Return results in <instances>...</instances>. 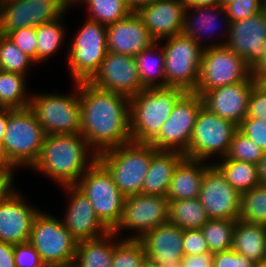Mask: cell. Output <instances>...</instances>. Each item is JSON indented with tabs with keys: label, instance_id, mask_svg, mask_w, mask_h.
Returning <instances> with one entry per match:
<instances>
[{
	"label": "cell",
	"instance_id": "41",
	"mask_svg": "<svg viewBox=\"0 0 266 267\" xmlns=\"http://www.w3.org/2000/svg\"><path fill=\"white\" fill-rule=\"evenodd\" d=\"M6 36L37 64L36 28H19L8 32Z\"/></svg>",
	"mask_w": 266,
	"mask_h": 267
},
{
	"label": "cell",
	"instance_id": "32",
	"mask_svg": "<svg viewBox=\"0 0 266 267\" xmlns=\"http://www.w3.org/2000/svg\"><path fill=\"white\" fill-rule=\"evenodd\" d=\"M222 162L213 163L224 175L226 181L240 194L260 185L257 165L238 160L221 158Z\"/></svg>",
	"mask_w": 266,
	"mask_h": 267
},
{
	"label": "cell",
	"instance_id": "42",
	"mask_svg": "<svg viewBox=\"0 0 266 267\" xmlns=\"http://www.w3.org/2000/svg\"><path fill=\"white\" fill-rule=\"evenodd\" d=\"M230 21H239L263 11L261 0H234L224 6Z\"/></svg>",
	"mask_w": 266,
	"mask_h": 267
},
{
	"label": "cell",
	"instance_id": "18",
	"mask_svg": "<svg viewBox=\"0 0 266 267\" xmlns=\"http://www.w3.org/2000/svg\"><path fill=\"white\" fill-rule=\"evenodd\" d=\"M93 85L133 97L144 87L141 84L134 56L108 51L99 70L89 80Z\"/></svg>",
	"mask_w": 266,
	"mask_h": 267
},
{
	"label": "cell",
	"instance_id": "47",
	"mask_svg": "<svg viewBox=\"0 0 266 267\" xmlns=\"http://www.w3.org/2000/svg\"><path fill=\"white\" fill-rule=\"evenodd\" d=\"M245 118L266 119V92L258 84L252 89Z\"/></svg>",
	"mask_w": 266,
	"mask_h": 267
},
{
	"label": "cell",
	"instance_id": "31",
	"mask_svg": "<svg viewBox=\"0 0 266 267\" xmlns=\"http://www.w3.org/2000/svg\"><path fill=\"white\" fill-rule=\"evenodd\" d=\"M208 220L199 198L169 200V223L183 230L200 229Z\"/></svg>",
	"mask_w": 266,
	"mask_h": 267
},
{
	"label": "cell",
	"instance_id": "33",
	"mask_svg": "<svg viewBox=\"0 0 266 267\" xmlns=\"http://www.w3.org/2000/svg\"><path fill=\"white\" fill-rule=\"evenodd\" d=\"M26 77L0 70V107L24 109L29 107L31 96L26 94Z\"/></svg>",
	"mask_w": 266,
	"mask_h": 267
},
{
	"label": "cell",
	"instance_id": "17",
	"mask_svg": "<svg viewBox=\"0 0 266 267\" xmlns=\"http://www.w3.org/2000/svg\"><path fill=\"white\" fill-rule=\"evenodd\" d=\"M226 45L252 70L263 58L266 50V14L264 11L253 16L230 23L229 37L224 43L210 46Z\"/></svg>",
	"mask_w": 266,
	"mask_h": 267
},
{
	"label": "cell",
	"instance_id": "57",
	"mask_svg": "<svg viewBox=\"0 0 266 267\" xmlns=\"http://www.w3.org/2000/svg\"><path fill=\"white\" fill-rule=\"evenodd\" d=\"M257 84L266 92V77H262L257 81Z\"/></svg>",
	"mask_w": 266,
	"mask_h": 267
},
{
	"label": "cell",
	"instance_id": "6",
	"mask_svg": "<svg viewBox=\"0 0 266 267\" xmlns=\"http://www.w3.org/2000/svg\"><path fill=\"white\" fill-rule=\"evenodd\" d=\"M75 186L89 199L102 224L113 231L121 220L126 197L107 168L97 160Z\"/></svg>",
	"mask_w": 266,
	"mask_h": 267
},
{
	"label": "cell",
	"instance_id": "50",
	"mask_svg": "<svg viewBox=\"0 0 266 267\" xmlns=\"http://www.w3.org/2000/svg\"><path fill=\"white\" fill-rule=\"evenodd\" d=\"M0 267H16L13 244L0 241Z\"/></svg>",
	"mask_w": 266,
	"mask_h": 267
},
{
	"label": "cell",
	"instance_id": "52",
	"mask_svg": "<svg viewBox=\"0 0 266 267\" xmlns=\"http://www.w3.org/2000/svg\"><path fill=\"white\" fill-rule=\"evenodd\" d=\"M187 6L212 7L220 6L221 0H184Z\"/></svg>",
	"mask_w": 266,
	"mask_h": 267
},
{
	"label": "cell",
	"instance_id": "12",
	"mask_svg": "<svg viewBox=\"0 0 266 267\" xmlns=\"http://www.w3.org/2000/svg\"><path fill=\"white\" fill-rule=\"evenodd\" d=\"M237 130L235 123L215 115L203 106L192 132L190 146L184 154L188 158L204 161L216 153L223 158Z\"/></svg>",
	"mask_w": 266,
	"mask_h": 267
},
{
	"label": "cell",
	"instance_id": "34",
	"mask_svg": "<svg viewBox=\"0 0 266 267\" xmlns=\"http://www.w3.org/2000/svg\"><path fill=\"white\" fill-rule=\"evenodd\" d=\"M82 2L75 0L73 3ZM87 7L89 17L87 19L101 23L102 25H111L118 20L126 18L132 13L126 0H83Z\"/></svg>",
	"mask_w": 266,
	"mask_h": 267
},
{
	"label": "cell",
	"instance_id": "28",
	"mask_svg": "<svg viewBox=\"0 0 266 267\" xmlns=\"http://www.w3.org/2000/svg\"><path fill=\"white\" fill-rule=\"evenodd\" d=\"M191 10H193L192 12L194 13L191 14ZM219 14L220 16L222 14V16L224 17L223 20L226 21L221 22L225 23L228 30L225 35H228L229 37V28L231 21L226 14L224 6L222 5L212 7L186 6L182 34L188 36L189 38H192L195 42L201 45V39L203 38L202 36L205 34V32H210L211 29L214 30L217 27L216 19L217 17H219Z\"/></svg>",
	"mask_w": 266,
	"mask_h": 267
},
{
	"label": "cell",
	"instance_id": "19",
	"mask_svg": "<svg viewBox=\"0 0 266 267\" xmlns=\"http://www.w3.org/2000/svg\"><path fill=\"white\" fill-rule=\"evenodd\" d=\"M256 85V80L250 75L242 82L209 90L201 96L203 105L215 115L239 126L247 116L249 98Z\"/></svg>",
	"mask_w": 266,
	"mask_h": 267
},
{
	"label": "cell",
	"instance_id": "20",
	"mask_svg": "<svg viewBox=\"0 0 266 267\" xmlns=\"http://www.w3.org/2000/svg\"><path fill=\"white\" fill-rule=\"evenodd\" d=\"M15 191L0 201V241L13 245L29 242L34 219L40 211Z\"/></svg>",
	"mask_w": 266,
	"mask_h": 267
},
{
	"label": "cell",
	"instance_id": "21",
	"mask_svg": "<svg viewBox=\"0 0 266 267\" xmlns=\"http://www.w3.org/2000/svg\"><path fill=\"white\" fill-rule=\"evenodd\" d=\"M184 230L169 222L148 231L142 241L146 258L161 267H180L184 257Z\"/></svg>",
	"mask_w": 266,
	"mask_h": 267
},
{
	"label": "cell",
	"instance_id": "24",
	"mask_svg": "<svg viewBox=\"0 0 266 267\" xmlns=\"http://www.w3.org/2000/svg\"><path fill=\"white\" fill-rule=\"evenodd\" d=\"M186 6L184 0H155L141 7L137 14L151 36L160 42L182 33Z\"/></svg>",
	"mask_w": 266,
	"mask_h": 267
},
{
	"label": "cell",
	"instance_id": "3",
	"mask_svg": "<svg viewBox=\"0 0 266 267\" xmlns=\"http://www.w3.org/2000/svg\"><path fill=\"white\" fill-rule=\"evenodd\" d=\"M186 93L181 88H144L130 98L132 141L151 143L160 133L177 101Z\"/></svg>",
	"mask_w": 266,
	"mask_h": 267
},
{
	"label": "cell",
	"instance_id": "49",
	"mask_svg": "<svg viewBox=\"0 0 266 267\" xmlns=\"http://www.w3.org/2000/svg\"><path fill=\"white\" fill-rule=\"evenodd\" d=\"M181 267H213L212 253L184 256Z\"/></svg>",
	"mask_w": 266,
	"mask_h": 267
},
{
	"label": "cell",
	"instance_id": "54",
	"mask_svg": "<svg viewBox=\"0 0 266 267\" xmlns=\"http://www.w3.org/2000/svg\"><path fill=\"white\" fill-rule=\"evenodd\" d=\"M7 118H8V108L0 107V140L1 141L3 140L4 134L6 132Z\"/></svg>",
	"mask_w": 266,
	"mask_h": 267
},
{
	"label": "cell",
	"instance_id": "30",
	"mask_svg": "<svg viewBox=\"0 0 266 267\" xmlns=\"http://www.w3.org/2000/svg\"><path fill=\"white\" fill-rule=\"evenodd\" d=\"M159 44L158 41L135 56L139 77L144 88H165V53Z\"/></svg>",
	"mask_w": 266,
	"mask_h": 267
},
{
	"label": "cell",
	"instance_id": "53",
	"mask_svg": "<svg viewBox=\"0 0 266 267\" xmlns=\"http://www.w3.org/2000/svg\"><path fill=\"white\" fill-rule=\"evenodd\" d=\"M257 171L260 185L266 186V152L263 158L257 163Z\"/></svg>",
	"mask_w": 266,
	"mask_h": 267
},
{
	"label": "cell",
	"instance_id": "13",
	"mask_svg": "<svg viewBox=\"0 0 266 267\" xmlns=\"http://www.w3.org/2000/svg\"><path fill=\"white\" fill-rule=\"evenodd\" d=\"M71 5L67 0H0V34L60 19Z\"/></svg>",
	"mask_w": 266,
	"mask_h": 267
},
{
	"label": "cell",
	"instance_id": "16",
	"mask_svg": "<svg viewBox=\"0 0 266 267\" xmlns=\"http://www.w3.org/2000/svg\"><path fill=\"white\" fill-rule=\"evenodd\" d=\"M198 198L209 219L238 220L241 194L213 163L205 170Z\"/></svg>",
	"mask_w": 266,
	"mask_h": 267
},
{
	"label": "cell",
	"instance_id": "1",
	"mask_svg": "<svg viewBox=\"0 0 266 267\" xmlns=\"http://www.w3.org/2000/svg\"><path fill=\"white\" fill-rule=\"evenodd\" d=\"M80 134L97 156L132 140L130 98L79 81Z\"/></svg>",
	"mask_w": 266,
	"mask_h": 267
},
{
	"label": "cell",
	"instance_id": "43",
	"mask_svg": "<svg viewBox=\"0 0 266 267\" xmlns=\"http://www.w3.org/2000/svg\"><path fill=\"white\" fill-rule=\"evenodd\" d=\"M238 130L266 152V119L245 118Z\"/></svg>",
	"mask_w": 266,
	"mask_h": 267
},
{
	"label": "cell",
	"instance_id": "11",
	"mask_svg": "<svg viewBox=\"0 0 266 267\" xmlns=\"http://www.w3.org/2000/svg\"><path fill=\"white\" fill-rule=\"evenodd\" d=\"M250 75L251 69L244 59L226 45L205 46L194 92L202 96L209 90L242 82Z\"/></svg>",
	"mask_w": 266,
	"mask_h": 267
},
{
	"label": "cell",
	"instance_id": "2",
	"mask_svg": "<svg viewBox=\"0 0 266 267\" xmlns=\"http://www.w3.org/2000/svg\"><path fill=\"white\" fill-rule=\"evenodd\" d=\"M90 152L92 149L81 134L46 135L40 157L32 169L61 186H73L98 160L97 154Z\"/></svg>",
	"mask_w": 266,
	"mask_h": 267
},
{
	"label": "cell",
	"instance_id": "36",
	"mask_svg": "<svg viewBox=\"0 0 266 267\" xmlns=\"http://www.w3.org/2000/svg\"><path fill=\"white\" fill-rule=\"evenodd\" d=\"M236 220L209 219L200 229L208 244L210 253L232 248Z\"/></svg>",
	"mask_w": 266,
	"mask_h": 267
},
{
	"label": "cell",
	"instance_id": "51",
	"mask_svg": "<svg viewBox=\"0 0 266 267\" xmlns=\"http://www.w3.org/2000/svg\"><path fill=\"white\" fill-rule=\"evenodd\" d=\"M251 75L256 80V82L262 78L266 77V50L263 55V58L260 62L251 70Z\"/></svg>",
	"mask_w": 266,
	"mask_h": 267
},
{
	"label": "cell",
	"instance_id": "23",
	"mask_svg": "<svg viewBox=\"0 0 266 267\" xmlns=\"http://www.w3.org/2000/svg\"><path fill=\"white\" fill-rule=\"evenodd\" d=\"M106 37L108 51L134 57L157 42L137 12L108 25Z\"/></svg>",
	"mask_w": 266,
	"mask_h": 267
},
{
	"label": "cell",
	"instance_id": "56",
	"mask_svg": "<svg viewBox=\"0 0 266 267\" xmlns=\"http://www.w3.org/2000/svg\"><path fill=\"white\" fill-rule=\"evenodd\" d=\"M0 167L3 168H15L7 159L4 149L2 146V141L0 140Z\"/></svg>",
	"mask_w": 266,
	"mask_h": 267
},
{
	"label": "cell",
	"instance_id": "9",
	"mask_svg": "<svg viewBox=\"0 0 266 267\" xmlns=\"http://www.w3.org/2000/svg\"><path fill=\"white\" fill-rule=\"evenodd\" d=\"M29 243L46 265H66L75 262L77 241L61 220L39 211L34 219Z\"/></svg>",
	"mask_w": 266,
	"mask_h": 267
},
{
	"label": "cell",
	"instance_id": "14",
	"mask_svg": "<svg viewBox=\"0 0 266 267\" xmlns=\"http://www.w3.org/2000/svg\"><path fill=\"white\" fill-rule=\"evenodd\" d=\"M203 106L200 95L186 92L177 101L169 118L162 125L159 135L150 144L157 150L185 153L190 146L192 132Z\"/></svg>",
	"mask_w": 266,
	"mask_h": 267
},
{
	"label": "cell",
	"instance_id": "5",
	"mask_svg": "<svg viewBox=\"0 0 266 267\" xmlns=\"http://www.w3.org/2000/svg\"><path fill=\"white\" fill-rule=\"evenodd\" d=\"M43 127L29 108L10 109L2 140L8 161L16 168L32 167L39 159L45 139Z\"/></svg>",
	"mask_w": 266,
	"mask_h": 267
},
{
	"label": "cell",
	"instance_id": "60",
	"mask_svg": "<svg viewBox=\"0 0 266 267\" xmlns=\"http://www.w3.org/2000/svg\"><path fill=\"white\" fill-rule=\"evenodd\" d=\"M232 1H234V0H221V5H222V6H225V5H227L229 2H232Z\"/></svg>",
	"mask_w": 266,
	"mask_h": 267
},
{
	"label": "cell",
	"instance_id": "25",
	"mask_svg": "<svg viewBox=\"0 0 266 267\" xmlns=\"http://www.w3.org/2000/svg\"><path fill=\"white\" fill-rule=\"evenodd\" d=\"M204 162L185 157L172 175L166 197L169 200L198 198L205 170L212 164Z\"/></svg>",
	"mask_w": 266,
	"mask_h": 267
},
{
	"label": "cell",
	"instance_id": "7",
	"mask_svg": "<svg viewBox=\"0 0 266 267\" xmlns=\"http://www.w3.org/2000/svg\"><path fill=\"white\" fill-rule=\"evenodd\" d=\"M162 40H165L162 47L165 53V88L194 92L205 47L182 33Z\"/></svg>",
	"mask_w": 266,
	"mask_h": 267
},
{
	"label": "cell",
	"instance_id": "62",
	"mask_svg": "<svg viewBox=\"0 0 266 267\" xmlns=\"http://www.w3.org/2000/svg\"><path fill=\"white\" fill-rule=\"evenodd\" d=\"M258 267H266V260L261 265H258Z\"/></svg>",
	"mask_w": 266,
	"mask_h": 267
},
{
	"label": "cell",
	"instance_id": "48",
	"mask_svg": "<svg viewBox=\"0 0 266 267\" xmlns=\"http://www.w3.org/2000/svg\"><path fill=\"white\" fill-rule=\"evenodd\" d=\"M14 170L15 168L0 167V201L4 200L14 191L12 187Z\"/></svg>",
	"mask_w": 266,
	"mask_h": 267
},
{
	"label": "cell",
	"instance_id": "44",
	"mask_svg": "<svg viewBox=\"0 0 266 267\" xmlns=\"http://www.w3.org/2000/svg\"><path fill=\"white\" fill-rule=\"evenodd\" d=\"M184 256L210 253L201 229H186L183 235Z\"/></svg>",
	"mask_w": 266,
	"mask_h": 267
},
{
	"label": "cell",
	"instance_id": "58",
	"mask_svg": "<svg viewBox=\"0 0 266 267\" xmlns=\"http://www.w3.org/2000/svg\"><path fill=\"white\" fill-rule=\"evenodd\" d=\"M46 267H77L75 263L66 264V265H48Z\"/></svg>",
	"mask_w": 266,
	"mask_h": 267
},
{
	"label": "cell",
	"instance_id": "4",
	"mask_svg": "<svg viewBox=\"0 0 266 267\" xmlns=\"http://www.w3.org/2000/svg\"><path fill=\"white\" fill-rule=\"evenodd\" d=\"M158 150L150 143L129 141L98 155L111 173L121 193L127 197L140 194L152 156Z\"/></svg>",
	"mask_w": 266,
	"mask_h": 267
},
{
	"label": "cell",
	"instance_id": "39",
	"mask_svg": "<svg viewBox=\"0 0 266 267\" xmlns=\"http://www.w3.org/2000/svg\"><path fill=\"white\" fill-rule=\"evenodd\" d=\"M36 64L6 35L0 34V70L27 75L29 66Z\"/></svg>",
	"mask_w": 266,
	"mask_h": 267
},
{
	"label": "cell",
	"instance_id": "59",
	"mask_svg": "<svg viewBox=\"0 0 266 267\" xmlns=\"http://www.w3.org/2000/svg\"><path fill=\"white\" fill-rule=\"evenodd\" d=\"M143 267H161V266L153 264L149 260H146Z\"/></svg>",
	"mask_w": 266,
	"mask_h": 267
},
{
	"label": "cell",
	"instance_id": "40",
	"mask_svg": "<svg viewBox=\"0 0 266 267\" xmlns=\"http://www.w3.org/2000/svg\"><path fill=\"white\" fill-rule=\"evenodd\" d=\"M264 152L242 132L237 130L230 143L227 159L249 162L257 165L263 158Z\"/></svg>",
	"mask_w": 266,
	"mask_h": 267
},
{
	"label": "cell",
	"instance_id": "27",
	"mask_svg": "<svg viewBox=\"0 0 266 267\" xmlns=\"http://www.w3.org/2000/svg\"><path fill=\"white\" fill-rule=\"evenodd\" d=\"M232 248L261 265L266 260V225L236 220Z\"/></svg>",
	"mask_w": 266,
	"mask_h": 267
},
{
	"label": "cell",
	"instance_id": "46",
	"mask_svg": "<svg viewBox=\"0 0 266 267\" xmlns=\"http://www.w3.org/2000/svg\"><path fill=\"white\" fill-rule=\"evenodd\" d=\"M213 267H258L244 255L237 253L233 248L212 253Z\"/></svg>",
	"mask_w": 266,
	"mask_h": 267
},
{
	"label": "cell",
	"instance_id": "26",
	"mask_svg": "<svg viewBox=\"0 0 266 267\" xmlns=\"http://www.w3.org/2000/svg\"><path fill=\"white\" fill-rule=\"evenodd\" d=\"M185 157L179 151L158 150L152 156L141 193L167 196L172 175Z\"/></svg>",
	"mask_w": 266,
	"mask_h": 267
},
{
	"label": "cell",
	"instance_id": "8",
	"mask_svg": "<svg viewBox=\"0 0 266 267\" xmlns=\"http://www.w3.org/2000/svg\"><path fill=\"white\" fill-rule=\"evenodd\" d=\"M74 94H36L30 99L29 108L34 112L45 135L80 134L81 108L79 83L74 82Z\"/></svg>",
	"mask_w": 266,
	"mask_h": 267
},
{
	"label": "cell",
	"instance_id": "61",
	"mask_svg": "<svg viewBox=\"0 0 266 267\" xmlns=\"http://www.w3.org/2000/svg\"><path fill=\"white\" fill-rule=\"evenodd\" d=\"M263 11L266 14V1L263 3Z\"/></svg>",
	"mask_w": 266,
	"mask_h": 267
},
{
	"label": "cell",
	"instance_id": "37",
	"mask_svg": "<svg viewBox=\"0 0 266 267\" xmlns=\"http://www.w3.org/2000/svg\"><path fill=\"white\" fill-rule=\"evenodd\" d=\"M238 220L266 225V186L258 185L241 193Z\"/></svg>",
	"mask_w": 266,
	"mask_h": 267
},
{
	"label": "cell",
	"instance_id": "45",
	"mask_svg": "<svg viewBox=\"0 0 266 267\" xmlns=\"http://www.w3.org/2000/svg\"><path fill=\"white\" fill-rule=\"evenodd\" d=\"M14 261L16 267H46L29 242L14 245Z\"/></svg>",
	"mask_w": 266,
	"mask_h": 267
},
{
	"label": "cell",
	"instance_id": "22",
	"mask_svg": "<svg viewBox=\"0 0 266 267\" xmlns=\"http://www.w3.org/2000/svg\"><path fill=\"white\" fill-rule=\"evenodd\" d=\"M70 196L65 219L62 223L77 241L95 239L109 230L97 218L91 202L75 185L63 186Z\"/></svg>",
	"mask_w": 266,
	"mask_h": 267
},
{
	"label": "cell",
	"instance_id": "55",
	"mask_svg": "<svg viewBox=\"0 0 266 267\" xmlns=\"http://www.w3.org/2000/svg\"><path fill=\"white\" fill-rule=\"evenodd\" d=\"M155 0H126L132 12H137L141 7L146 6Z\"/></svg>",
	"mask_w": 266,
	"mask_h": 267
},
{
	"label": "cell",
	"instance_id": "10",
	"mask_svg": "<svg viewBox=\"0 0 266 267\" xmlns=\"http://www.w3.org/2000/svg\"><path fill=\"white\" fill-rule=\"evenodd\" d=\"M86 20L67 53V63L75 82L89 81L99 70L108 52L107 26Z\"/></svg>",
	"mask_w": 266,
	"mask_h": 267
},
{
	"label": "cell",
	"instance_id": "38",
	"mask_svg": "<svg viewBox=\"0 0 266 267\" xmlns=\"http://www.w3.org/2000/svg\"><path fill=\"white\" fill-rule=\"evenodd\" d=\"M146 258L144 245L140 239L114 241L112 267H143Z\"/></svg>",
	"mask_w": 266,
	"mask_h": 267
},
{
	"label": "cell",
	"instance_id": "35",
	"mask_svg": "<svg viewBox=\"0 0 266 267\" xmlns=\"http://www.w3.org/2000/svg\"><path fill=\"white\" fill-rule=\"evenodd\" d=\"M61 19L62 17L36 27L37 63L49 59L63 46L66 33Z\"/></svg>",
	"mask_w": 266,
	"mask_h": 267
},
{
	"label": "cell",
	"instance_id": "63",
	"mask_svg": "<svg viewBox=\"0 0 266 267\" xmlns=\"http://www.w3.org/2000/svg\"><path fill=\"white\" fill-rule=\"evenodd\" d=\"M68 2H70L71 4H73V2L75 1V0H67Z\"/></svg>",
	"mask_w": 266,
	"mask_h": 267
},
{
	"label": "cell",
	"instance_id": "15",
	"mask_svg": "<svg viewBox=\"0 0 266 267\" xmlns=\"http://www.w3.org/2000/svg\"><path fill=\"white\" fill-rule=\"evenodd\" d=\"M168 218L169 199L166 196L130 195L124 201L121 220L113 232L119 236L121 230L133 229L136 234L127 239H141L148 231L167 223Z\"/></svg>",
	"mask_w": 266,
	"mask_h": 267
},
{
	"label": "cell",
	"instance_id": "29",
	"mask_svg": "<svg viewBox=\"0 0 266 267\" xmlns=\"http://www.w3.org/2000/svg\"><path fill=\"white\" fill-rule=\"evenodd\" d=\"M117 238L118 235L109 231L101 237L77 242L75 265L77 267H112L113 240H118Z\"/></svg>",
	"mask_w": 266,
	"mask_h": 267
}]
</instances>
